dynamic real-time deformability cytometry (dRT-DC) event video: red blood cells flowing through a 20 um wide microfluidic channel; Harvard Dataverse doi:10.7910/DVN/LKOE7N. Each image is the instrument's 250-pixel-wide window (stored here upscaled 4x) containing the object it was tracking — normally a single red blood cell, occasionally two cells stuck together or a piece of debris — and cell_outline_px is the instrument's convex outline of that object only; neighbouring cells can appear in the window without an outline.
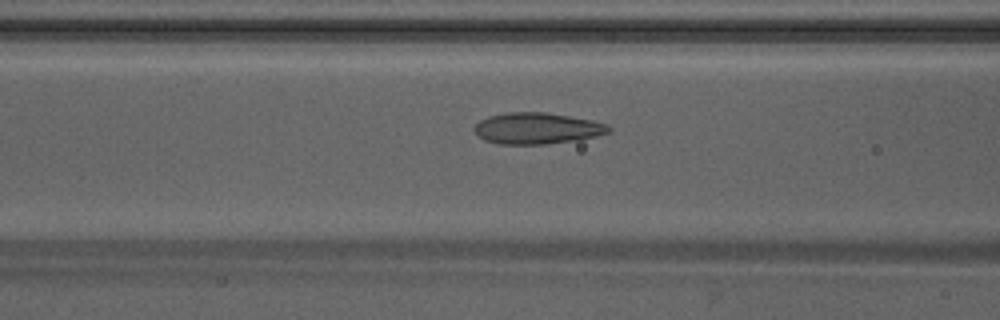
{"species": "Egyptian fruit bat (a non-hibernating species)", "species_latin": "Rousettus aegyptiacus", "temperature_condition": "warm", "stored_images_in_passage": 7, "segment_of_instrument_passage": [2, 2], "camera_frame_rate_fps": 3000, "um_per_image_px": 0.085, "animal": {"sex": "male"}, "frame": {"image": 1, "passage_image": 7, "time_ms": 2.0, "image_size_px": [1000, 320], "cell_outline_px": [[612, 132], [596, 136], [572, 140], [544, 144], [500, 144], [484, 140], [472, 128], [480, 120], [488, 116], [508, 112], [544, 112], [592, 120], [608, 124], [612, 128]], "centroid_in_image_um": [45.65, 10.9], "position_along_channel_um": 120.9, "area_um2": 24.39}}